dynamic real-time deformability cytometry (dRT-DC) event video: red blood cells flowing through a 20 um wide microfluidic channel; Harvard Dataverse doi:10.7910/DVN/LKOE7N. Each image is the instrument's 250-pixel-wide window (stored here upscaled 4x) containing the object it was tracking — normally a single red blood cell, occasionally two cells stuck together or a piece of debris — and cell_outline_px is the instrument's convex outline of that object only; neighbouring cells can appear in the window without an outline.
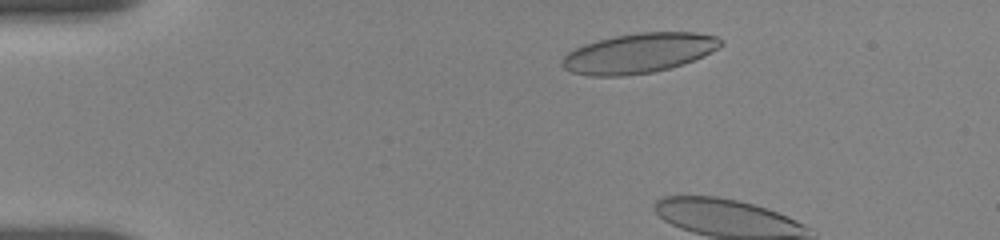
{"species": "human", "species_latin": "Homo sapiens", "temperature_condition": "room temperature", "stored_images_in_passage": 9, "camera_frame_rate_fps": 3000, "um_per_image_px": 0.085, "donor": {"sex": "female"}, "frame": {"image": 1, "passage_image": 6, "time_ms": 1.667, "image_size_px": [1000, 240], "cell_outline_px": [[724, 44], [704, 56], [684, 64], [652, 72], [624, 76], [588, 76], [572, 72], [564, 68], [560, 64], [560, 60], [568, 52], [584, 44], [616, 36], [640, 32], [696, 32], [716, 36], [724, 40]], "centroid_in_image_um": [54.31, 4.52], "position_along_channel_um": 30.7, "area_um2": 36.88}}